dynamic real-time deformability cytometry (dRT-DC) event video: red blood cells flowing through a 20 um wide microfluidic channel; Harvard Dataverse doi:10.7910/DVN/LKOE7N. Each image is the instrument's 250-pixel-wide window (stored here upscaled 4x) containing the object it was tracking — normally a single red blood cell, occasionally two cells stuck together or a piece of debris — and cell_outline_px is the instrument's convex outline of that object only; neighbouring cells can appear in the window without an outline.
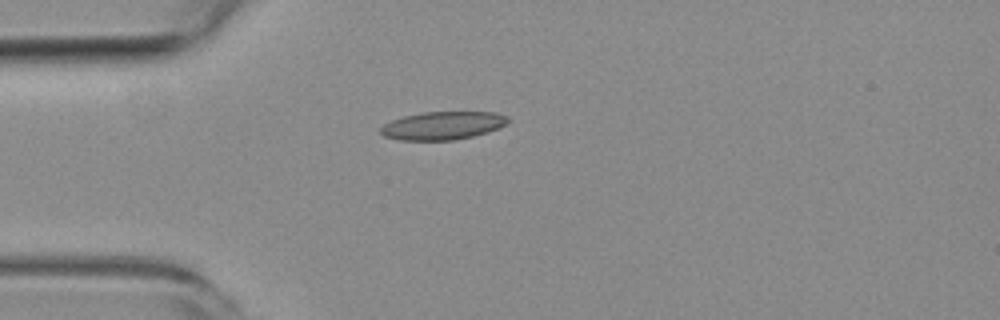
{"species": "common noctule bat (a hibernating species)", "species_latin": "Nyctalus noctula", "temperature_condition": "room temperature", "stored_images_in_passage": 3, "camera_frame_rate_fps": 3000, "um_per_image_px": 0.085, "animal": {"sex": "female", "body_mass_g": 19.3, "forearm_length_mm": 54.1}, "frame": {"image": 1, "passage_image": 3, "time_ms": 2.333, "image_size_px": [1000, 320], "cell_outline_px": [[508, 120], [504, 124], [488, 132], [472, 136], [452, 140], [400, 140], [384, 136], [380, 132], [380, 128], [384, 124], [392, 120], [404, 116], [424, 112], [496, 112], [508, 116]], "centroid_in_image_um": [37.6, 10.67], "position_along_channel_um": 47.4, "area_um2": 20.63}}